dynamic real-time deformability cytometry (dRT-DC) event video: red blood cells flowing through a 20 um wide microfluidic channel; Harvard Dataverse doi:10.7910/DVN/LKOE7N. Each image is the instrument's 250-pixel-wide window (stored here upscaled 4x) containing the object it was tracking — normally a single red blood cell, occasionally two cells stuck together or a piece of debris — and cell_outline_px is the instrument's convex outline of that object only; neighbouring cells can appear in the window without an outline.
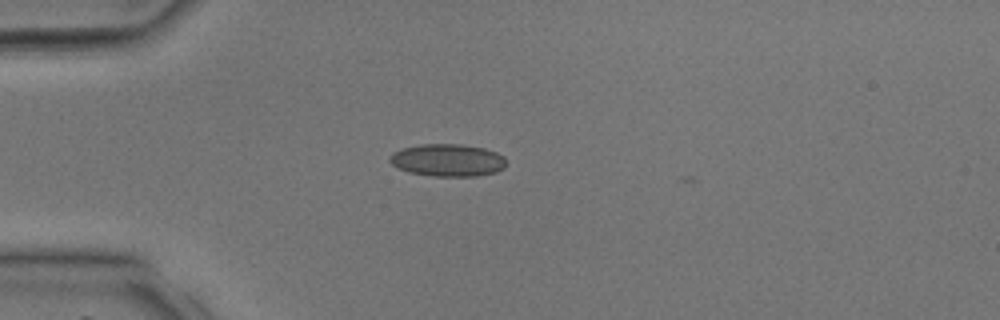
{"species": "common noctule bat (a hibernating species)", "species_latin": "Nyctalus noctula", "temperature_condition": "room temperature", "stored_images_in_passage": 29, "camera_frame_rate_fps": 3000, "um_per_image_px": 0.085, "animal": {"sex": "male", "body_mass_g": 17.9, "forearm_length_mm": 54.2}, "frame": {"image": 1, "passage_image": 1, "time_ms": 0.0, "image_size_px": [1000, 320], "cell_outline_px": [[504, 168], [496, 172], [476, 176], [432, 176], [408, 172], [392, 164], [388, 160], [388, 156], [392, 152], [404, 148], [420, 144], [460, 144], [484, 148], [496, 152], [504, 156]], "centroid_in_image_um": [38.03, 13.61], "position_along_channel_um": 47.0, "area_um2": 22.02}}
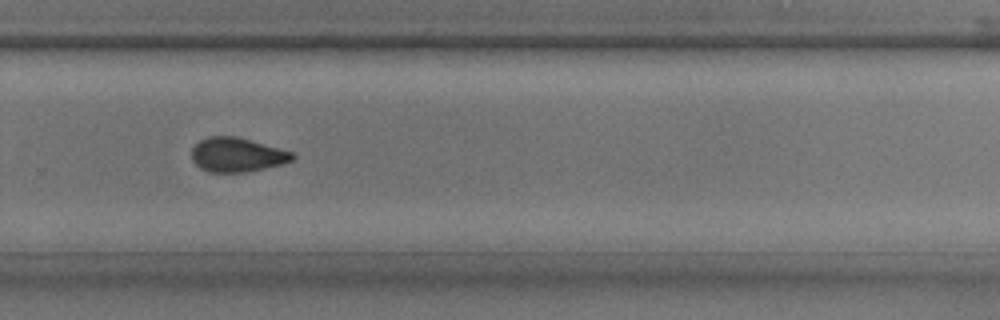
{"frame": {"image": 2, "passage_image": 17, "time_ms": 5.333, "image_size_px": [1000, 320], "cell_outline_px": [[296, 156], [292, 160], [280, 164], [264, 168], [244, 172], [208, 172], [200, 168], [192, 160], [192, 148], [200, 140], [208, 136], [236, 136], [280, 148], [292, 152]], "centroid_in_image_um": [20.13, 13.15], "position_along_channel_um": 309.7, "area_um2": 20.0}}
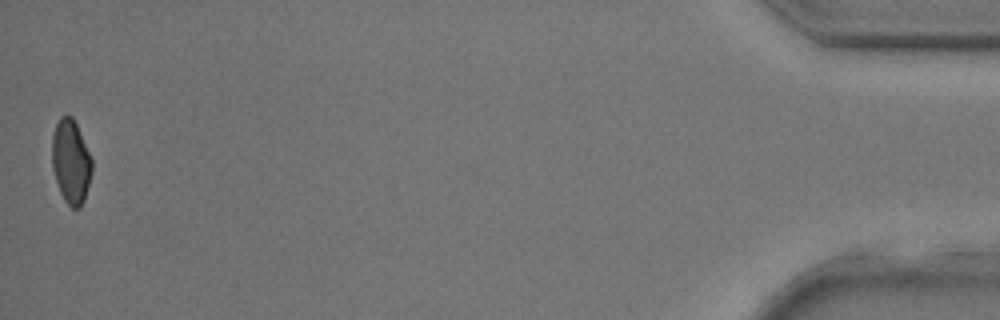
{"frame": {"image": 3, "passage_image": 29, "time_ms": 9.333, "image_size_px": [1000, 320], "cell_outline_px": [[92, 172], [84, 200], [80, 208], [72, 208], [64, 200], [60, 192], [52, 168], [52, 136], [56, 124], [60, 116], [72, 116], [76, 124], [92, 160]], "centroid_in_image_um": [6.02, 13.76], "position_along_channel_um": 429.2, "area_um2": 19.36}}